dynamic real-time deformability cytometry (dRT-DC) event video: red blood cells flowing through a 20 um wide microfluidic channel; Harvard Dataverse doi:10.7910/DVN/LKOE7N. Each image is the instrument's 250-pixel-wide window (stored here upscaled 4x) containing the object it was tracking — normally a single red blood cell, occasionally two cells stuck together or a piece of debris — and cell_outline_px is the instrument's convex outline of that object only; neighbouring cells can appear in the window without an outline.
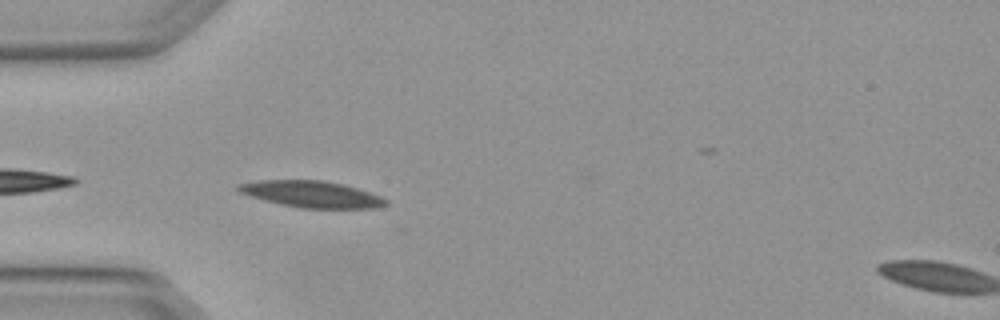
{"species": "Egyptian fruit bat (a non-hibernating species)", "species_latin": "Rousettus aegyptiacus", "temperature_condition": "warm", "stored_images_in_passage": 4, "segment_of_instrument_passage": [1, 2], "camera_frame_rate_fps": 3000, "um_per_image_px": 0.085, "animal": {"sex": "female"}, "frame": {"image": 1, "passage_image": 3, "time_ms": 0.667, "image_size_px": [1000, 320], "cell_outline_px": [[388, 204], [372, 208], [300, 208], [280, 204], [264, 200], [240, 192], [236, 188], [236, 184], [260, 180], [320, 180], [340, 184], [356, 188], [380, 196], [388, 200]], "centroid_in_image_um": [26.46, 16.51], "position_along_channel_um": 58.5, "area_um2": 22.48}}